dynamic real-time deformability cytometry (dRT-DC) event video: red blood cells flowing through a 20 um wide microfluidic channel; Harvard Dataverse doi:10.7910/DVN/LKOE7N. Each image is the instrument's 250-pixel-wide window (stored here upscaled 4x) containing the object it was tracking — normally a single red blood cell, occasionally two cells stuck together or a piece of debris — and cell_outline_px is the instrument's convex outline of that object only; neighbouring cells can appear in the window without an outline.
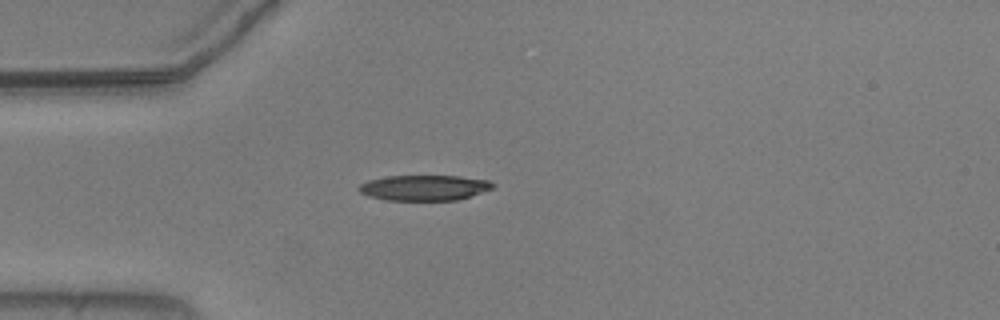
{"species": "common noctule bat (a hibernating species)", "species_latin": "Nyctalus noctula", "temperature_condition": "warm", "stored_images_in_passage": 41, "camera_frame_rate_fps": 3000, "um_per_image_px": 0.085, "animal": {"sex": "male", "body_mass_g": 20.5, "forearm_length_mm": 52.5}, "frame": {"image": 1, "passage_image": 1, "time_ms": 0.0, "image_size_px": [1000, 320], "cell_outline_px": [[496, 184], [492, 188], [456, 200], [388, 200], [368, 196], [360, 192], [356, 188], [360, 184], [368, 180], [388, 176], [460, 176], [488, 180]], "centroid_in_image_um": [36.02, 15.95], "position_along_channel_um": 49.0, "area_um2": 19.71}}
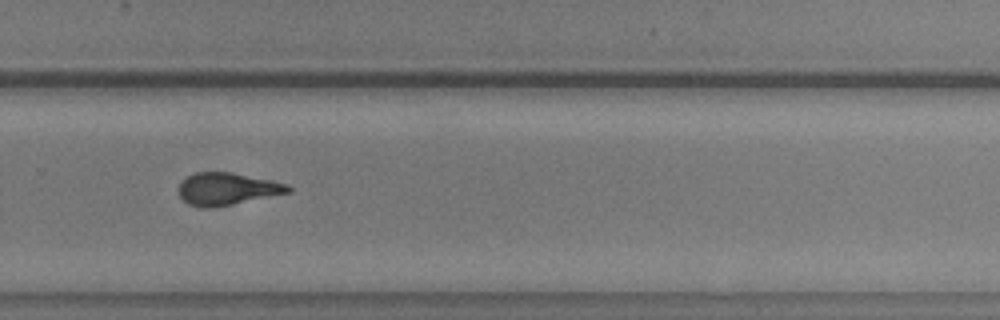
{"frame": {"image": 2, "passage_image": 23, "time_ms": 7.333, "image_size_px": [1000, 320], "cell_outline_px": [[292, 192], [212, 208], [200, 208], [188, 204], [180, 196], [180, 184], [188, 176], [196, 172], [232, 172], [272, 180], [288, 184], [292, 188]], "centroid_in_image_um": [19.34, 16.06], "position_along_channel_um": 310.5, "area_um2": 20.58}}
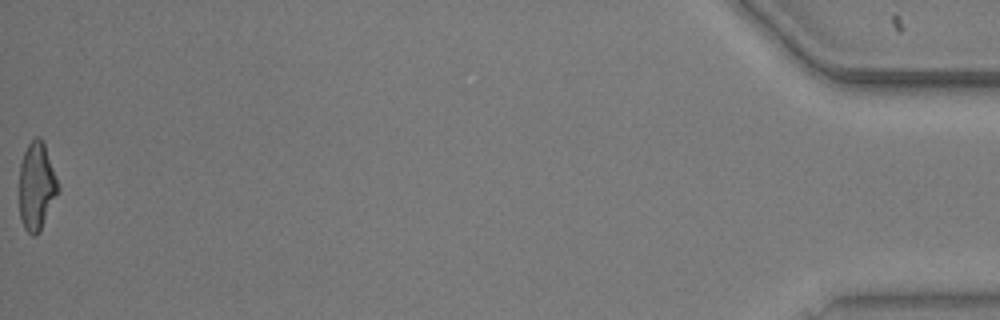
{"frame": {"image": 3, "passage_image": 41, "time_ms": 13.333, "image_size_px": [1000, 320], "cell_outline_px": [[60, 192], [40, 232], [36, 236], [32, 236], [24, 228], [20, 216], [20, 164], [24, 152], [28, 144], [36, 136], [40, 136], [44, 140], [60, 188]], "centroid_in_image_um": [3.14, 15.83], "position_along_channel_um": 432.1, "area_um2": 20.23}, "authors_computed_cell_mechanics": {"area_um2": 20.6924, "velocity_mm_per_s": 3.7208, "shape_relaxation_time_tau1_ms": 3.8211, "shape_relaxation_time_tau2_ms": 2.1436, "deformation_change_tau1": 0.1845, "deformation_change_tau2": 0.106}}